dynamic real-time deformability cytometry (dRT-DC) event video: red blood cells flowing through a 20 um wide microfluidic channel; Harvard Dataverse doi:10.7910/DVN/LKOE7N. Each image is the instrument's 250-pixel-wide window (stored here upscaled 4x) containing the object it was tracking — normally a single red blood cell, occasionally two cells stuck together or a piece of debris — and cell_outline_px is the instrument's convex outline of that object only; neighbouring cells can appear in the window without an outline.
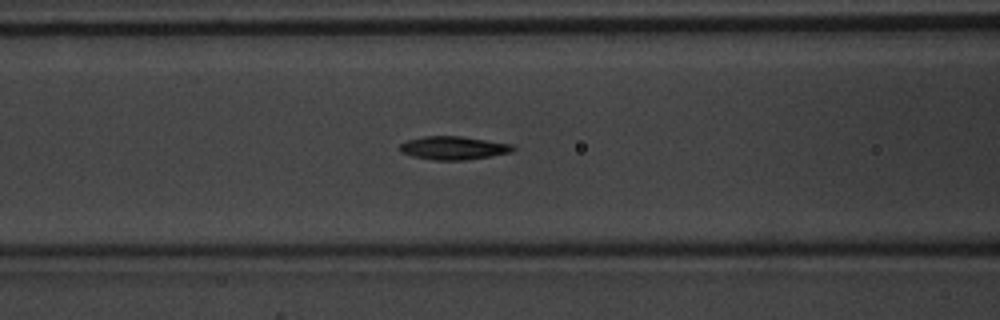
{"species": "common noctule bat (a hibernating species)", "species_latin": "Nyctalus noctula", "temperature_condition": "warm", "stored_images_in_passage": 42, "camera_frame_rate_fps": 3000, "um_per_image_px": 0.085, "animal": {"sex": "male", "body_mass_g": 20.1, "forearm_length_mm": 53.5}, "frame": {"image": 1, "passage_image": 13, "time_ms": 4.0, "image_size_px": [1000, 320], "cell_outline_px": [[516, 148], [512, 152], [464, 160], [436, 160], [412, 156], [400, 152], [400, 144], [408, 140], [424, 136], [460, 136], [512, 144]], "centroid_in_image_um": [38.54, 12.57], "position_along_channel_um": 128.1, "area_um2": 15.2}}
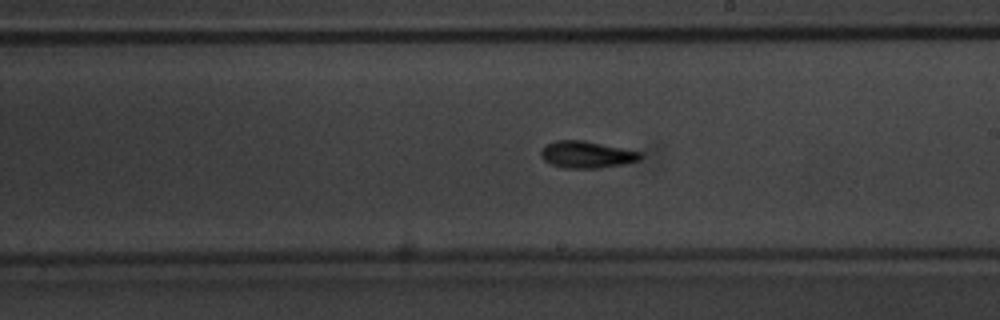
{"frame": {"image": 2, "passage_image": 21, "time_ms": 6.667, "image_size_px": [1000, 320], "cell_outline_px": [[644, 156], [640, 160], [624, 164], [600, 168], [564, 168], [552, 164], [544, 160], [540, 156], [540, 152], [548, 144], [556, 140], [584, 140], [640, 152]], "centroid_in_image_um": [49.89, 13.14], "position_along_channel_um": 239.1, "area_um2": 15.49}}
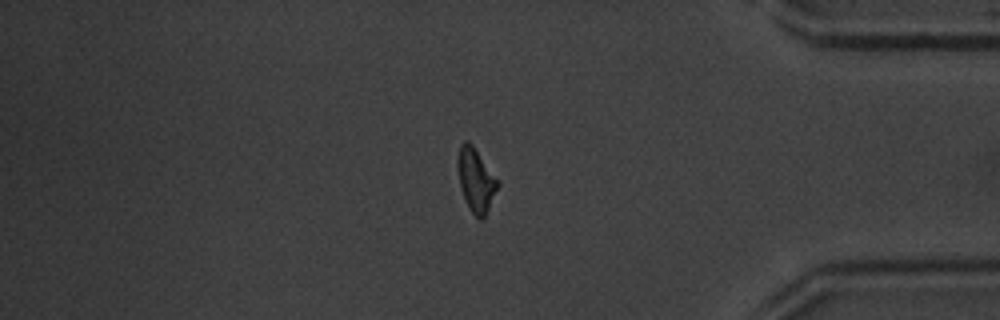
{"frame": {"image": 3, "passage_image": 34, "time_ms": 11.0, "image_size_px": [1000, 320], "cell_outline_px": [[500, 184], [484, 216], [480, 220], [468, 208], [460, 188], [456, 164], [456, 160], [460, 144], [464, 140], [468, 140], [472, 144]], "centroid_in_image_um": [40.4, 15.27], "position_along_channel_um": 394.8, "area_um2": 14.68}, "authors_computed_cell_mechanics": {"area_um2": 14.7101, "velocity_mm_per_s": 4.1644, "shape_relaxation_time_tau1_ms": 2.5226, "shape_relaxation_time_tau2_ms": 3.3791, "deformation_change_tau1": 0.1554, "deformation_change_tau2": 0.0819}}